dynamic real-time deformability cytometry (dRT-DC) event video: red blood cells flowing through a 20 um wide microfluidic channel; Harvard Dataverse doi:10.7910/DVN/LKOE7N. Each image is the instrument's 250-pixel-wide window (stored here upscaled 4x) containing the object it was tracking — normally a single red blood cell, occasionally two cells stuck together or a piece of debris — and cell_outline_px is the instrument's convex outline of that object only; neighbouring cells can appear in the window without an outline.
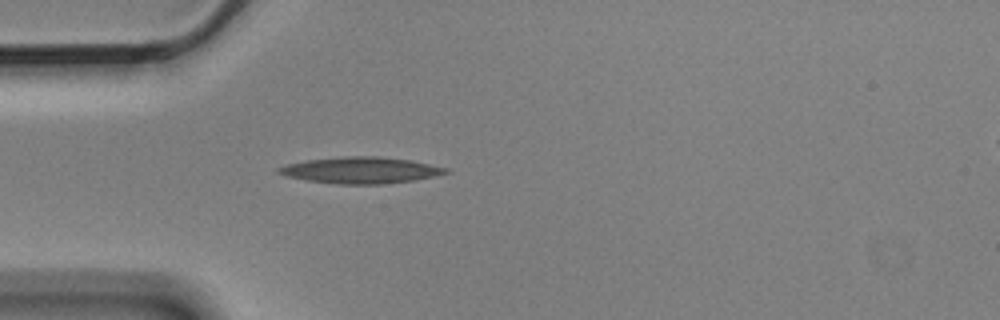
{"species": "Egyptian fruit bat (a non-hibernating species)", "species_latin": "Rousettus aegyptiacus", "temperature_condition": "cold", "stored_images_in_passage": 5, "camera_frame_rate_fps": 3000, "um_per_image_px": 0.085, "animal": {"sex": "male"}, "frame": {"image": 1, "passage_image": 5, "time_ms": 1.333, "image_size_px": [1000, 320], "cell_outline_px": [[452, 172], [416, 180], [380, 184], [336, 184], [304, 180], [288, 176], [276, 172], [276, 168], [288, 164], [308, 160], [344, 156], [380, 156], [412, 160], [448, 168]], "centroid_in_image_um": [30.7, 14.47], "position_along_channel_um": 54.3, "area_um2": 25.78}}